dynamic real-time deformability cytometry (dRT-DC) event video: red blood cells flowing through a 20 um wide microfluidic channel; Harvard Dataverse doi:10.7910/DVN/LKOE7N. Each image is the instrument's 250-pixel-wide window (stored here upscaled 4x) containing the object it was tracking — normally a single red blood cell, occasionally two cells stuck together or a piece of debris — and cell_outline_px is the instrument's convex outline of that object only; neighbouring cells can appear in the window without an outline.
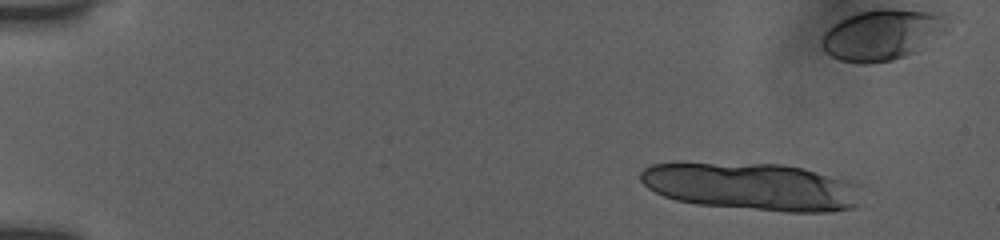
{"species": "human", "species_latin": "Homo sapiens", "temperature_condition": "room temperature", "stored_images_in_passage": 16, "camera_frame_rate_fps": 3000, "um_per_image_px": 0.085, "donor": {"sex": "female"}, "frame": {"image": 1, "passage_image": 3, "time_ms": 1.333, "image_size_px": [1000, 240], "cell_outline_px": [[856, 208], [832, 212], [784, 212], [696, 204], [676, 200], [664, 196], [648, 188], [640, 180], [640, 172], [648, 164], [676, 160], [784, 164], [804, 168], [848, 180], [856, 184]], "centroid_in_image_um": [63.77, 15.81], "position_along_channel_um": 21.2, "area_um2": 62.66}}
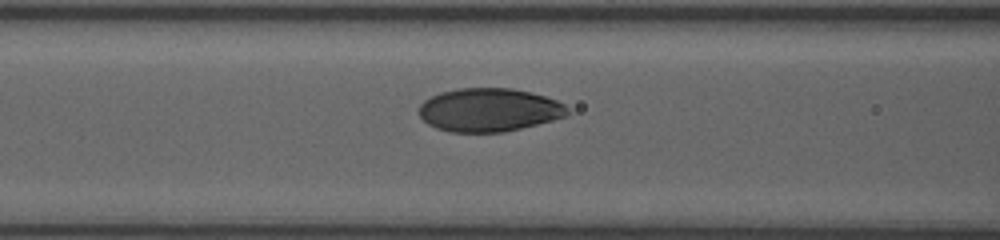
{"frame": {"image": 2, "passage_image": 16, "time_ms": 9.0, "image_size_px": [1000, 240], "cell_outline_px": [[568, 116], [504, 132], [452, 132], [436, 128], [428, 124], [420, 116], [420, 104], [424, 100], [440, 92], [460, 88], [512, 88], [532, 92], [556, 100], [564, 104], [568, 108]], "centroid_in_image_um": [41.57, 9.34], "position_along_channel_um": 125.0, "area_um2": 37.45}}